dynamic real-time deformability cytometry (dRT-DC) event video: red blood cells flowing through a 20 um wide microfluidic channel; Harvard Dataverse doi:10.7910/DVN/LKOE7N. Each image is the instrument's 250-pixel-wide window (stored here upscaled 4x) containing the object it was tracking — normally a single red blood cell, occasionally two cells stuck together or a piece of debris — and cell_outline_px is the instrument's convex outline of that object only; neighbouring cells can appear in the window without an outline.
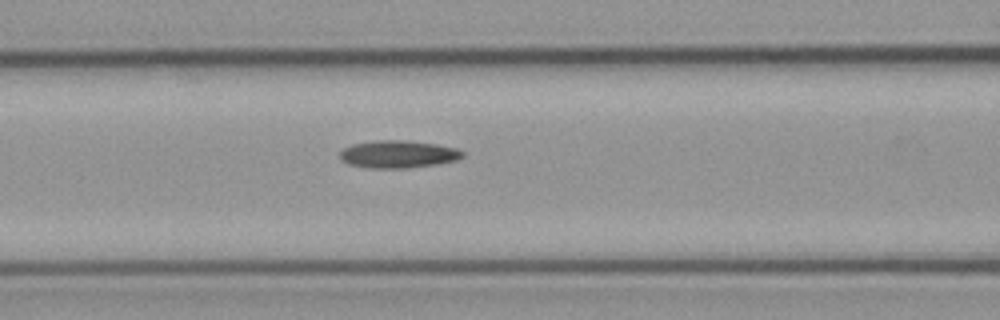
{"species": "common noctule bat (a hibernating species)", "species_latin": "Nyctalus noctula", "temperature_condition": "cold", "stored_images_in_passage": 3, "camera_frame_rate_fps": 3000, "um_per_image_px": 0.085, "animal": {"sex": "male", "body_mass_g": 23.1, "forearm_length_mm": 52.7}, "frame": {"image": 1, "passage_image": 3, "time_ms": 3.0, "image_size_px": [1000, 320], "cell_outline_px": [[464, 156], [456, 160], [436, 164], [404, 168], [368, 168], [348, 164], [340, 160], [340, 152], [344, 148], [352, 144], [372, 140], [404, 140], [436, 144], [460, 148], [464, 152]], "centroid_in_image_um": [33.83, 13.1], "position_along_channel_um": 132.8, "area_um2": 19.83}}